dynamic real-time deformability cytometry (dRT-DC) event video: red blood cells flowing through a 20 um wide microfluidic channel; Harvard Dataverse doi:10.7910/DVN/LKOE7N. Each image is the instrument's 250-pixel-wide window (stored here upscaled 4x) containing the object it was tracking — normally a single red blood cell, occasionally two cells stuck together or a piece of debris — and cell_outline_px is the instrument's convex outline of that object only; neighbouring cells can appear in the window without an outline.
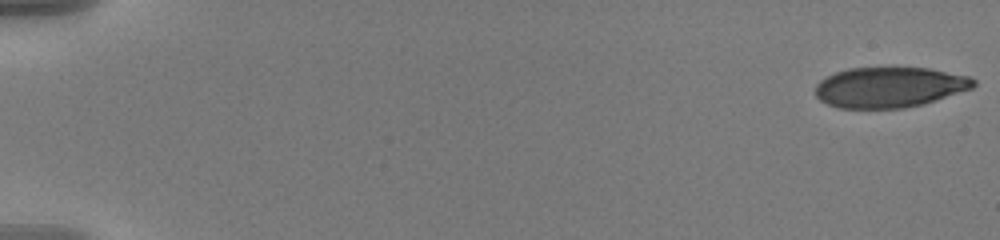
{"species": "human", "species_latin": "Homo sapiens", "temperature_condition": "warm", "stored_images_in_passage": 15, "camera_frame_rate_fps": 3000, "um_per_image_px": 0.085, "donor": {"sex": "male"}, "frame": {"image": 1, "passage_image": 1, "time_ms": 0.0, "image_size_px": [1000, 240], "cell_outline_px": [[976, 84], [972, 88], [924, 104], [904, 108], [840, 108], [828, 104], [820, 100], [816, 96], [816, 84], [824, 76], [848, 68], [928, 68], [968, 76], [976, 80]], "centroid_in_image_um": [75.59, 7.41], "position_along_channel_um": 9.4, "area_um2": 37.22}}